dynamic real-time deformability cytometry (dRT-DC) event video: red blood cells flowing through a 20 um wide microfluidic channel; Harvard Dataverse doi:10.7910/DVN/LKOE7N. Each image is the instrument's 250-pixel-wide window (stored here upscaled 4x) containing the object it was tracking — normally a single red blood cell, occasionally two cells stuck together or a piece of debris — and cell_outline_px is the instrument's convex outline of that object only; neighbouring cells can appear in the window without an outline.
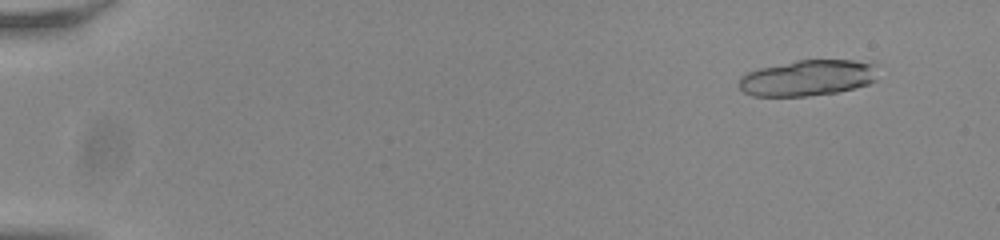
{"species": "common noctule bat (a hibernating species)", "species_latin": "Nyctalus noctula", "temperature_condition": "room temperature", "stored_images_in_passage": 22, "camera_frame_rate_fps": 3000, "um_per_image_px": 0.085, "animal": {"sex": "male", "body_mass_g": 20.0, "forearm_length_mm": 53.3}, "frame": {"image": 1, "passage_image": 5, "time_ms": 1.333, "image_size_px": [1000, 240], "cell_outline_px": [[876, 80], [868, 84], [836, 92], [808, 96], [752, 96], [744, 92], [740, 88], [740, 76], [748, 72], [760, 68], [796, 60], [852, 60], [872, 64]], "centroid_in_image_um": [68.59, 6.63], "position_along_channel_um": 16.4, "area_um2": 28.67}}